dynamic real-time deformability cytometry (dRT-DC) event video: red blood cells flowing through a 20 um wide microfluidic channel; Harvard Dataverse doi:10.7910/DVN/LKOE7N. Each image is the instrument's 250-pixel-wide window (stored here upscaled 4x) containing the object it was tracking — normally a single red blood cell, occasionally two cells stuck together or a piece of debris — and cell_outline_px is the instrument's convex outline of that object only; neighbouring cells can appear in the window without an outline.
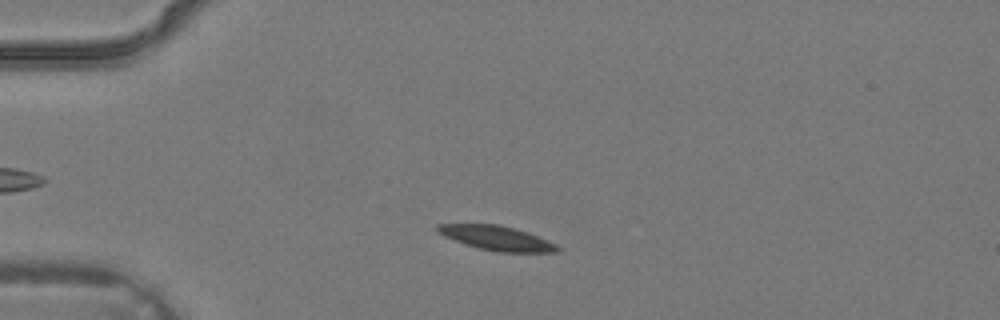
{"species": "common noctule bat (a hibernating species)", "species_latin": "Nyctalus noctula", "temperature_condition": "warm", "stored_images_in_passage": 3, "camera_frame_rate_fps": 3000, "um_per_image_px": 0.085, "animal": {"sex": "male", "body_mass_g": 19.2, "forearm_length_mm": 51.8}, "frame": {"image": 1, "passage_image": 2, "time_ms": 0.333, "image_size_px": [1000, 320], "cell_outline_px": [[560, 252], [500, 252], [480, 248], [444, 236], [436, 232], [436, 224], [496, 224], [528, 232], [548, 240], [556, 244], [560, 248]], "centroid_in_image_um": [42.24, 20.23], "position_along_channel_um": 42.8, "area_um2": 16.82}}